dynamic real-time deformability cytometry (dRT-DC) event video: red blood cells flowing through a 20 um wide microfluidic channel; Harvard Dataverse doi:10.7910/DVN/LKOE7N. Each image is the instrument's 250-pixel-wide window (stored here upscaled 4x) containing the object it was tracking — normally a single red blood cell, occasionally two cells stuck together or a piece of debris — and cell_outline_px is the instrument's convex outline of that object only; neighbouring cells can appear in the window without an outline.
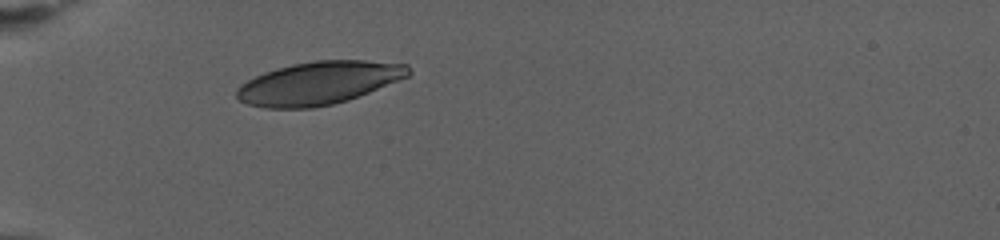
{"species": "human", "species_latin": "Homo sapiens", "temperature_condition": "warm", "stored_images_in_passage": 42, "camera_frame_rate_fps": 3000, "um_per_image_px": 0.085, "donor": {"sex": "female"}, "frame": {"image": 1, "passage_image": 1, "time_ms": 0.0, "image_size_px": [1000, 240], "cell_outline_px": [[412, 72], [408, 76], [348, 100], [332, 104], [312, 108], [264, 108], [248, 104], [240, 100], [236, 96], [236, 88], [240, 84], [264, 72], [276, 68], [292, 64], [316, 60], [364, 60], [408, 64]], "centroid_in_image_um": [27.08, 7.05], "position_along_channel_um": 57.9, "area_um2": 42.89}}
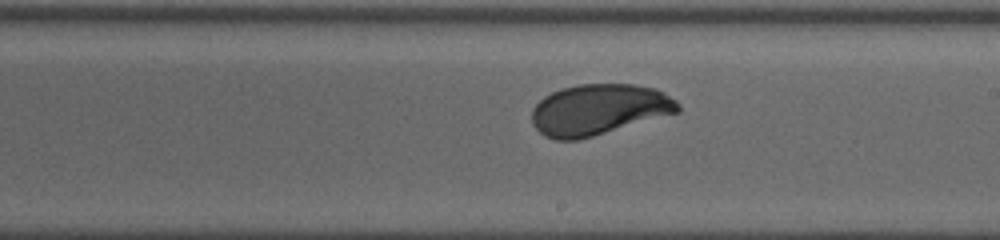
{"frame": {"image": 2, "passage_image": 22, "time_ms": 7.0, "image_size_px": [1000, 240], "cell_outline_px": [[680, 112], [592, 136], [576, 140], [556, 140], [544, 136], [532, 124], [532, 108], [544, 96], [560, 88], [580, 84], [636, 84], [656, 88], [664, 92], [676, 100], [680, 104]], "centroid_in_image_um": [50.91, 9.3], "position_along_channel_um": 238.1, "area_um2": 43.47}}
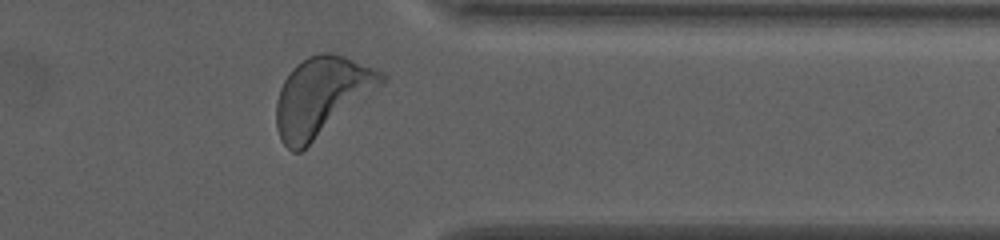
{"frame": {"image": 3, "passage_image": 38, "time_ms": 12.333, "image_size_px": [1000, 240], "cell_outline_px": [[388, 80], [384, 84], [300, 152], [292, 152], [280, 140], [276, 128], [276, 100], [280, 88], [284, 80], [292, 68], [296, 64], [308, 56], [324, 52], [328, 52], [344, 56], [384, 72], [388, 76]], "centroid_in_image_um": [27.33, 8.18], "position_along_channel_um": 384.1, "area_um2": 48.15}, "authors_computed_cell_mechanics": {"area_um2": 43.5812, "velocity_mm_per_s": 2.813, "shape_relaxation_time_tau1_ms": 2.4754, "shape_relaxation_time_tau2_ms": null, "deformation_change_tau1": 0.1302, "deformation_change_tau2": null}}